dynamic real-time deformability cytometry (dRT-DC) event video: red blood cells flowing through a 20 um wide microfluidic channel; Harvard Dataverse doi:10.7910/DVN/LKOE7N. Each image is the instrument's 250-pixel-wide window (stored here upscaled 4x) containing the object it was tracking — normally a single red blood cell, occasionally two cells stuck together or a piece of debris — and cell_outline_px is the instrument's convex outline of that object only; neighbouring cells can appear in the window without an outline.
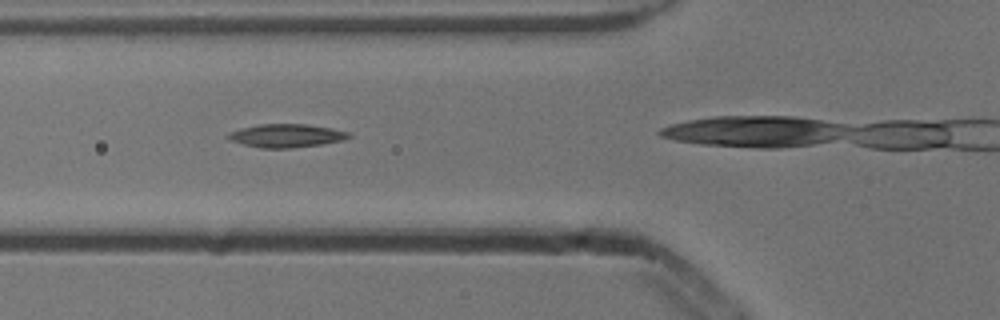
{"species": "common noctule bat (a hibernating species)", "species_latin": "Nyctalus noctula", "temperature_condition": "cold", "stored_images_in_passage": 27, "camera_frame_rate_fps": 3000, "um_per_image_px": 0.085, "animal": {"sex": "male", "body_mass_g": 13.3}, "frame": {"image": 1, "passage_image": 5, "time_ms": 1.333, "image_size_px": [1000, 320], "cell_outline_px": [[352, 136], [344, 140], [320, 144], [292, 148], [260, 148], [244, 144], [232, 140], [228, 136], [228, 132], [240, 128], [260, 124], [308, 124], [332, 128], [348, 132]], "centroid_in_image_um": [24.36, 11.52], "position_along_channel_um": 101.4, "area_um2": 16.3}}
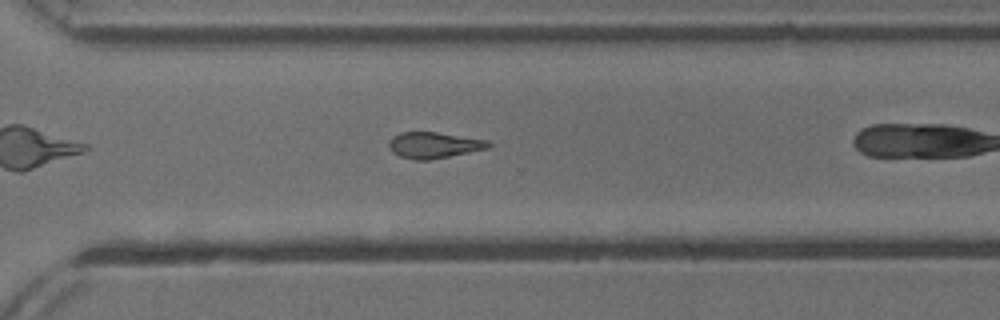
{"frame": {"image": 2, "passage_image": 23, "time_ms": 7.333, "image_size_px": [1000, 320], "cell_outline_px": [[492, 144], [488, 148], [428, 160], [416, 160], [400, 156], [392, 152], [388, 144], [388, 140], [392, 136], [400, 132], [436, 132], [488, 140]], "centroid_in_image_um": [36.84, 12.32], "position_along_channel_um": 333.8, "area_um2": 15.03}}